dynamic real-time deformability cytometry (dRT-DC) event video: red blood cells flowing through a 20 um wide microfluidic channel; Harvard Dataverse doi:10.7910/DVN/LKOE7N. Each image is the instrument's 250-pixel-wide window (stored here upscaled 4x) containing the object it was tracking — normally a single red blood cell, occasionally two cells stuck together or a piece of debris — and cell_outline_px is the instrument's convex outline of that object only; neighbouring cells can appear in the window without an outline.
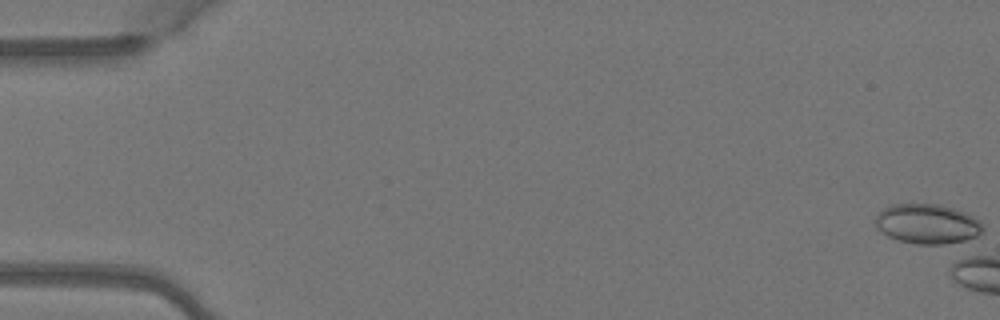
{"species": "Egyptian fruit bat (a non-hibernating species)", "species_latin": "Rousettus aegyptiacus", "temperature_condition": "warm", "stored_images_in_passage": 6, "camera_frame_rate_fps": 3000, "um_per_image_px": 0.085, "animal": {"sex": "female"}, "frame": {"image": 1, "passage_image": 1, "time_ms": 0.0, "image_size_px": [1000, 320], "cell_outline_px": [[984, 232], [976, 236], [956, 244], [916, 244], [900, 240], [888, 236], [876, 228], [876, 216], [884, 208], [892, 204], [940, 204], [964, 212], [980, 220], [984, 224]], "centroid_in_image_um": [78.87, 19.04], "position_along_channel_um": 6.1, "area_um2": 25.09}}